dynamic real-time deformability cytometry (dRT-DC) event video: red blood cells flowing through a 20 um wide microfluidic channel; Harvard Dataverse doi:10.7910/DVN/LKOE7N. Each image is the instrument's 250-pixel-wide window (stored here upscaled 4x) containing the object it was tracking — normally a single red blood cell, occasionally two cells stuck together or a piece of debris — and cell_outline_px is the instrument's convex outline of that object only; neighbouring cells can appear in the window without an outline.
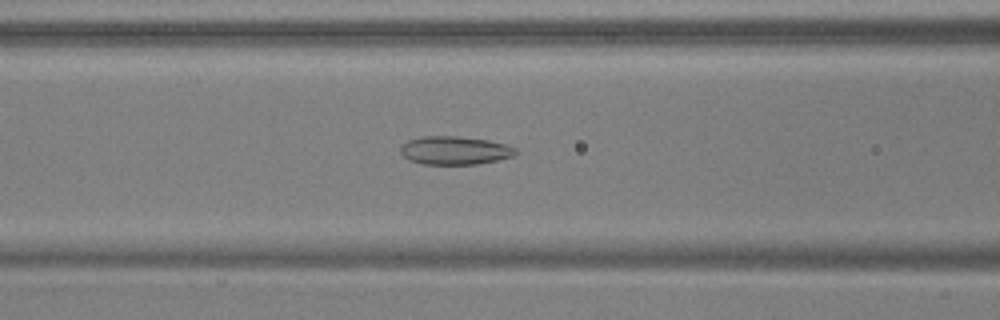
{"species": "common noctule bat (a hibernating species)", "species_latin": "Nyctalus noctula", "temperature_condition": "warm", "stored_images_in_passage": 37, "camera_frame_rate_fps": 3000, "um_per_image_px": 0.085, "animal": {"sex": "male", "body_mass_g": 17.9, "forearm_length_mm": 54.2}, "frame": {"image": 1, "passage_image": 5, "time_ms": 1.333, "image_size_px": [1000, 320], "cell_outline_px": [[520, 152], [516, 156], [476, 164], [424, 164], [408, 160], [400, 152], [400, 148], [408, 140], [424, 136], [456, 136], [488, 140], [508, 144], [516, 148]], "centroid_in_image_um": [38.71, 12.78], "position_along_channel_um": 127.9, "area_um2": 19.13}}
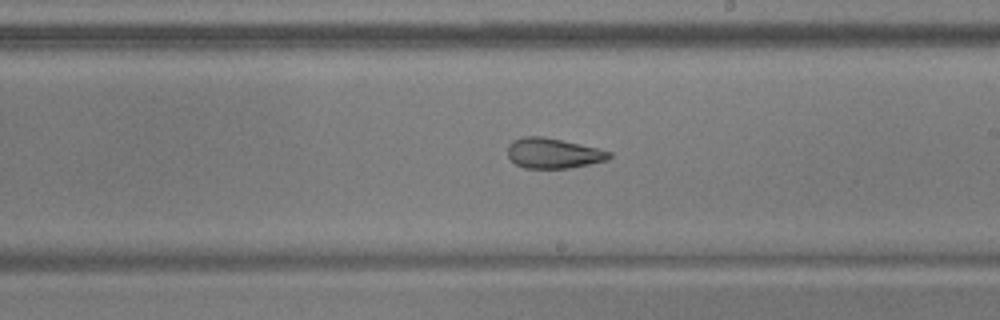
{"frame": {"image": 2, "passage_image": 14, "time_ms": 4.333, "image_size_px": [1000, 320], "cell_outline_px": [[612, 156], [608, 160], [572, 168], [524, 168], [516, 164], [508, 156], [508, 144], [512, 140], [524, 136], [544, 136], [600, 148], [612, 152]], "centroid_in_image_um": [47.06, 13.02], "position_along_channel_um": 241.9, "area_um2": 18.15}}
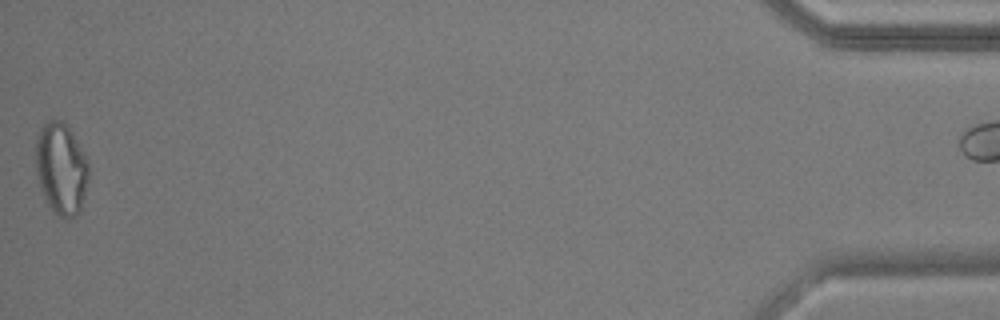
{"frame": {"image": 3, "passage_image": 36, "time_ms": 11.667, "image_size_px": [1000, 320], "cell_outline_px": [[88, 180], [80, 212], [76, 216], [68, 220], [52, 212], [40, 188], [36, 172], [36, 136], [40, 128], [48, 120], [60, 120], [72, 132], [88, 160]], "centroid_in_image_um": [5.2, 14.36], "position_along_channel_um": 430.0, "area_um2": 28.44}}